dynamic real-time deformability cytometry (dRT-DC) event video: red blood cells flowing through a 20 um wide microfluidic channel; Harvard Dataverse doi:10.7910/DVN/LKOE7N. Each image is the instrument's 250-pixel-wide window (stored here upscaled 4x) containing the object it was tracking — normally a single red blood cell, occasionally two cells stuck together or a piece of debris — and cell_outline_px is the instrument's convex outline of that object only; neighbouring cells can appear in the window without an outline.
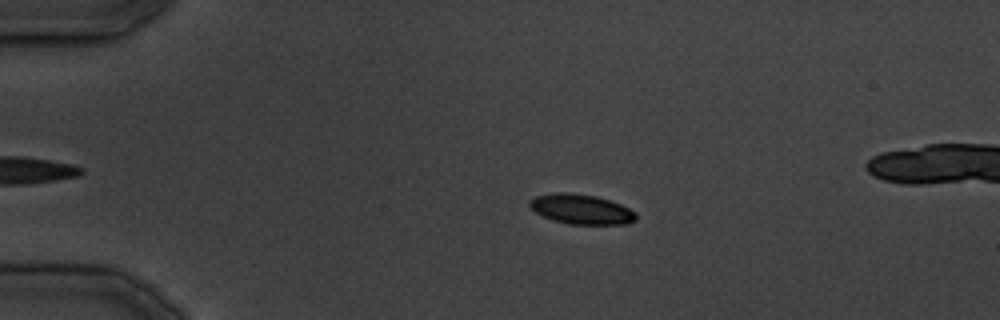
{"species": "common noctule bat (a hibernating species)", "species_latin": "Nyctalus noctula", "temperature_condition": "cold", "stored_images_in_passage": 13, "camera_frame_rate_fps": 3000, "um_per_image_px": 0.085, "animal": {"sex": "male", "body_mass_g": 19.5, "forearm_length_mm": 54.6}, "frame": {"image": 1, "passage_image": 8, "time_ms": 8.667, "image_size_px": [1000, 320], "cell_outline_px": [[636, 220], [624, 224], [568, 224], [552, 220], [536, 212], [528, 204], [528, 200], [536, 196], [556, 192], [572, 192], [596, 196], [620, 204], [636, 212]], "centroid_in_image_um": [49.39, 17.77], "position_along_channel_um": 35.6, "area_um2": 18.5}}